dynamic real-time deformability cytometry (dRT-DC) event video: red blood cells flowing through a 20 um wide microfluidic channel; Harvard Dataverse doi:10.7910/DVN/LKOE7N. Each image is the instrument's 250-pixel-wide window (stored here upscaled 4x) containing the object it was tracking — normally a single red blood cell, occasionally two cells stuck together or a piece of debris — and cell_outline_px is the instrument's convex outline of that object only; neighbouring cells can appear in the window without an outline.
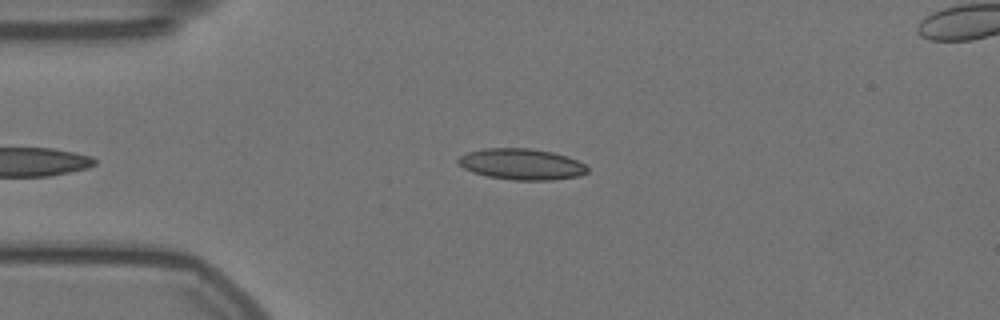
{"species": "Egyptian fruit bat (a non-hibernating species)", "species_latin": "Rousettus aegyptiacus", "temperature_condition": "warm", "stored_images_in_passage": 43, "camera_frame_rate_fps": 3000, "um_per_image_px": 0.085, "animal": {"sex": "female"}, "frame": {"image": 1, "passage_image": 5, "time_ms": 1.333, "image_size_px": [1000, 320], "cell_outline_px": [[588, 172], [580, 176], [552, 180], [512, 180], [488, 176], [472, 172], [464, 168], [456, 160], [460, 156], [468, 152], [484, 148], [532, 148], [552, 152], [568, 156], [584, 164], [588, 168]], "centroid_in_image_um": [44.35, 13.95], "position_along_channel_um": 40.7, "area_um2": 23.47}}
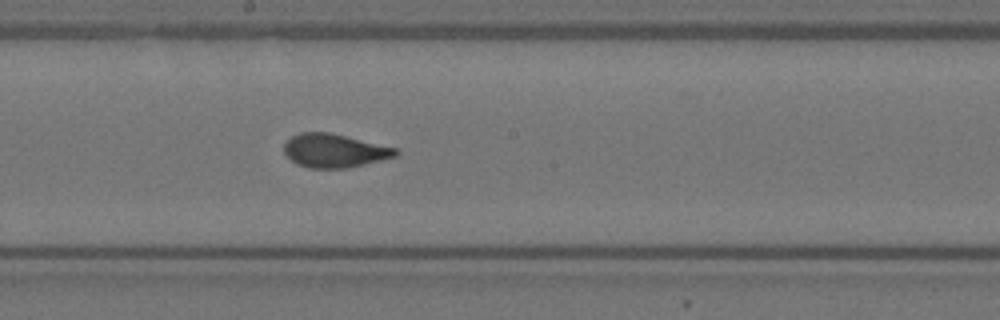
{"frame": {"image": 2, "passage_image": 22, "time_ms": 7.0, "image_size_px": [1000, 320], "cell_outline_px": [[400, 152], [396, 156], [348, 168], [308, 168], [296, 164], [284, 152], [284, 144], [292, 136], [300, 132], [328, 132], [396, 148]], "centroid_in_image_um": [28.4, 12.81], "position_along_channel_um": 219.8, "area_um2": 21.62}}
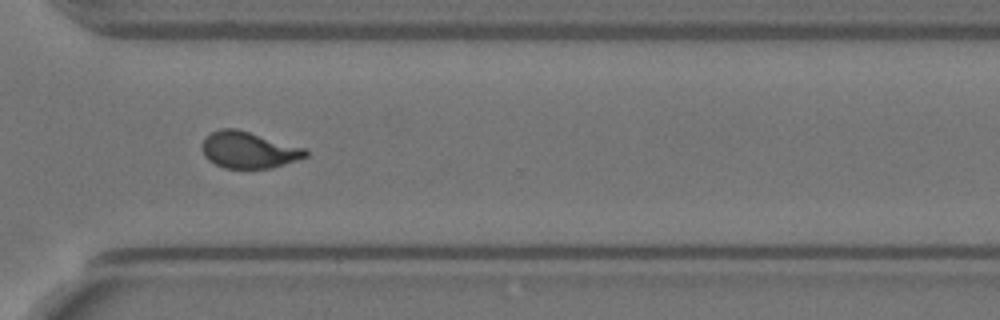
{"frame": {"image": 3, "passage_image": 33, "time_ms": 10.667, "image_size_px": [1000, 320], "cell_outline_px": [[308, 156], [272, 168], [224, 168], [208, 160], [204, 156], [200, 148], [200, 144], [204, 136], [220, 128], [236, 128], [304, 148], [308, 152]], "centroid_in_image_um": [21.06, 12.74], "position_along_channel_um": 349.5, "area_um2": 22.08}, "authors_computed_cell_mechanics": {"area_um2": 22.4264, "velocity_mm_per_s": 3.5433, "shape_relaxation_time_tau1_ms": 5.9403, "shape_relaxation_time_tau2_ms": 0.9348, "deformation_change_tau1": 0.1596, "deformation_change_tau2": 0.0747}}